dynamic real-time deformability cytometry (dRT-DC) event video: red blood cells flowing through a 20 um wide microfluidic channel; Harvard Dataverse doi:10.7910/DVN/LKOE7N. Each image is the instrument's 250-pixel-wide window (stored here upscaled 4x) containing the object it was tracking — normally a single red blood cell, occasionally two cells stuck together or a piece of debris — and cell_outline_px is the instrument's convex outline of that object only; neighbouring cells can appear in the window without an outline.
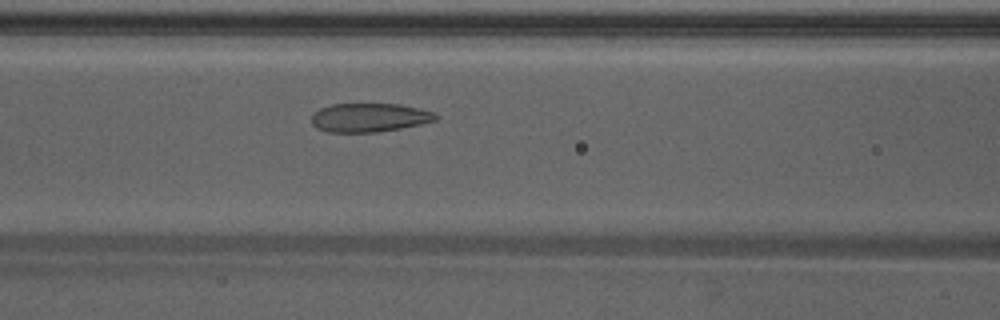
{"species": "Egyptian fruit bat (a non-hibernating species)", "species_latin": "Rousettus aegyptiacus", "temperature_condition": "warm", "stored_images_in_passage": 27, "camera_frame_rate_fps": 3000, "um_per_image_px": 0.085, "animal": {"sex": "male"}, "frame": {"image": 1, "passage_image": 9, "time_ms": 2.667, "image_size_px": [1000, 320], "cell_outline_px": [[440, 116], [436, 120], [420, 124], [400, 128], [376, 132], [328, 132], [316, 128], [312, 124], [312, 112], [320, 108], [332, 104], [400, 104], [420, 108], [436, 112]], "centroid_in_image_um": [31.41, 9.98], "position_along_channel_um": 135.2, "area_um2": 20.98}}
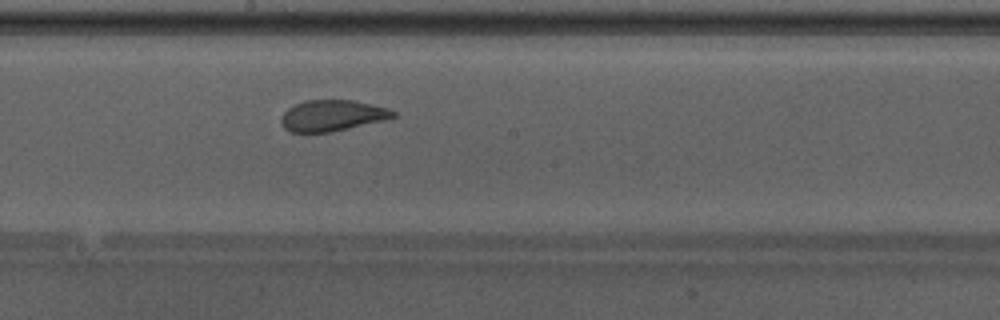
{"frame": {"image": 2, "passage_image": 15, "time_ms": 4.667, "image_size_px": [1000, 320], "cell_outline_px": [[396, 116], [380, 120], [328, 132], [292, 132], [284, 128], [280, 120], [284, 112], [292, 104], [304, 100], [352, 100], [388, 108], [396, 112]], "centroid_in_image_um": [28.16, 9.8], "position_along_channel_um": 220.0, "area_um2": 19.88}}
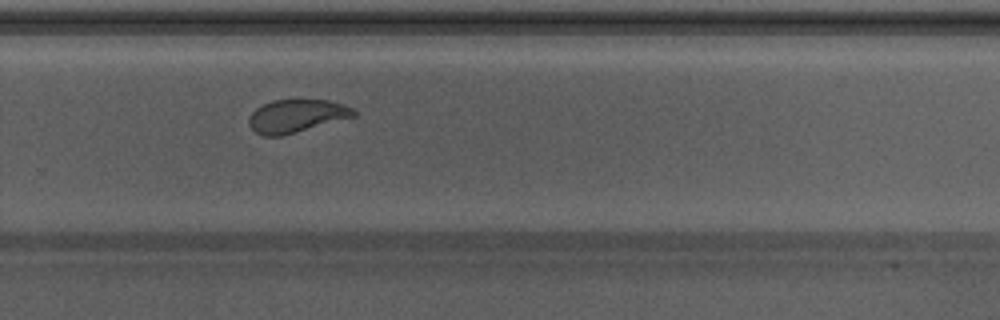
{"frame": {"image": 3, "passage_image": 21, "time_ms": 6.667, "image_size_px": [1000, 320], "cell_outline_px": [[356, 116], [280, 136], [264, 136], [256, 132], [248, 124], [248, 120], [252, 112], [256, 108], [272, 100], [328, 100], [352, 108], [356, 112]], "centroid_in_image_um": [25.17, 9.86], "position_along_channel_um": 304.6, "area_um2": 19.83}, "authors_computed_cell_mechanics": {"area_um2": 20.808, "velocity_mm_per_s": 4.2411, "shape_relaxation_time_tau1_ms": 4.2182, "shape_relaxation_time_tau2_ms": 1.1612, "deformation_change_tau1": 0.1364, "deformation_change_tau2": 0.0824}}